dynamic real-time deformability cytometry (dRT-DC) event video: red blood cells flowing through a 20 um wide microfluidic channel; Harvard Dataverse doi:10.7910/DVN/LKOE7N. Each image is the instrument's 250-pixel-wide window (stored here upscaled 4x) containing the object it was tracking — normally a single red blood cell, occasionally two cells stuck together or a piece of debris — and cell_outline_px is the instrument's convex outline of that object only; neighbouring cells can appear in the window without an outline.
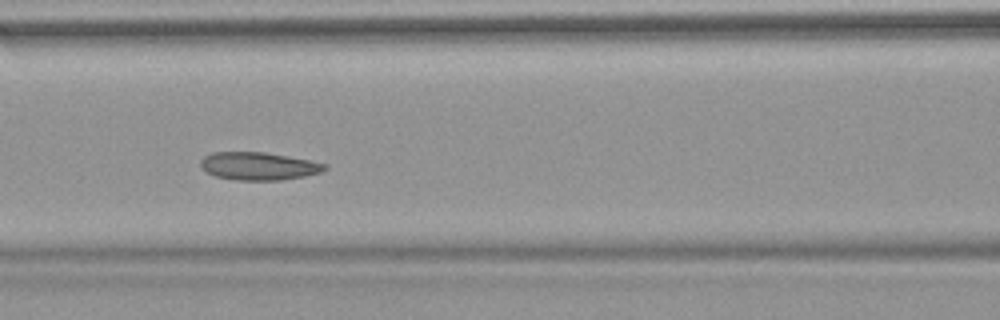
{"species": "common noctule bat (a hibernating species)", "species_latin": "Nyctalus noctula", "temperature_condition": "warm", "stored_images_in_passage": 54, "camera_frame_rate_fps": 3000, "um_per_image_px": 0.085, "animal": {"sex": "female", "body_mass_g": 18.4}, "frame": {"image": 1, "passage_image": 24, "time_ms": 7.667, "image_size_px": [1000, 320], "cell_outline_px": [[328, 168], [320, 172], [304, 176], [280, 180], [236, 180], [216, 176], [208, 172], [200, 164], [200, 160], [204, 156], [212, 152], [264, 152], [288, 156], [328, 164]], "centroid_in_image_um": [21.99, 14.11], "position_along_channel_um": 144.6, "area_um2": 20.0}, "authors_computed_cell_mechanics": {"area_um2": 21.097, "velocity_mm_per_s": 3.7622, "shape_relaxation_time_tau1_ms": 4.8562, "shape_relaxation_time_tau2_ms": 4.2559, "deformation_change_tau1": 0.0746, "deformation_change_tau2": 0.0817}}